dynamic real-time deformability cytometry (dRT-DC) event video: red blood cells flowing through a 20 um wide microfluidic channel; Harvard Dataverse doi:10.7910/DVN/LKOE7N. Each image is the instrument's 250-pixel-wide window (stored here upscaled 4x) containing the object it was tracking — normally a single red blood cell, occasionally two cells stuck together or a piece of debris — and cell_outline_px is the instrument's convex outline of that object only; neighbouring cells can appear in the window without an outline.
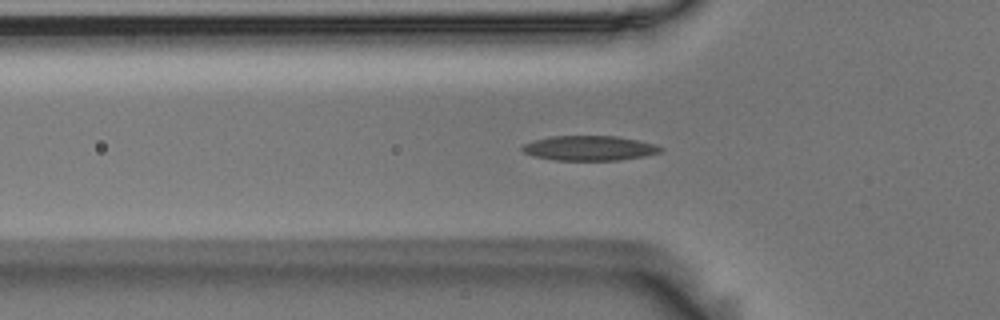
{"species": "Egyptian fruit bat (a non-hibernating species)", "species_latin": "Rousettus aegyptiacus", "temperature_condition": "room temperature", "stored_images_in_passage": 46, "camera_frame_rate_fps": 3000, "um_per_image_px": 0.085, "animal": {"sex": "male"}, "frame": {"image": 1, "passage_image": 8, "time_ms": 2.333, "image_size_px": [1000, 320], "cell_outline_px": [[664, 148], [660, 152], [644, 156], [620, 160], [556, 160], [532, 156], [524, 152], [520, 148], [524, 144], [536, 140], [552, 136], [616, 136], [656, 144]], "centroid_in_image_um": [50.1, 12.59], "position_along_channel_um": 75.7, "area_um2": 19.88}}
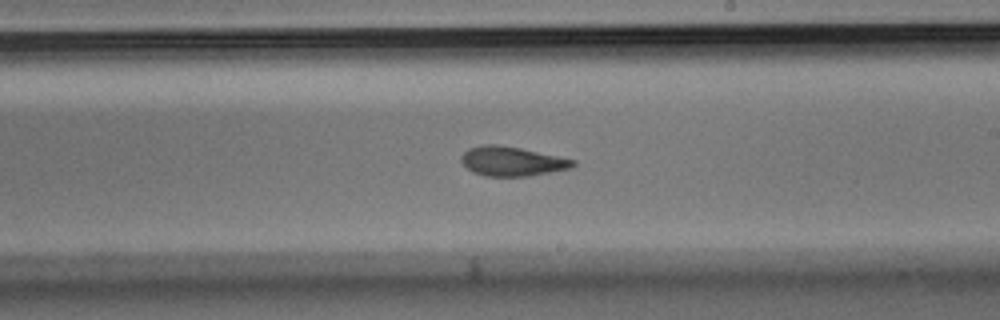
{"frame": {"image": 2, "passage_image": 22, "time_ms": 7.0, "image_size_px": [1000, 320], "cell_outline_px": [[576, 164], [572, 168], [528, 176], [484, 176], [472, 172], [460, 160], [460, 156], [468, 148], [484, 144], [496, 144], [520, 148], [576, 160]], "centroid_in_image_um": [43.5, 13.71], "position_along_channel_um": 245.5, "area_um2": 19.13}}
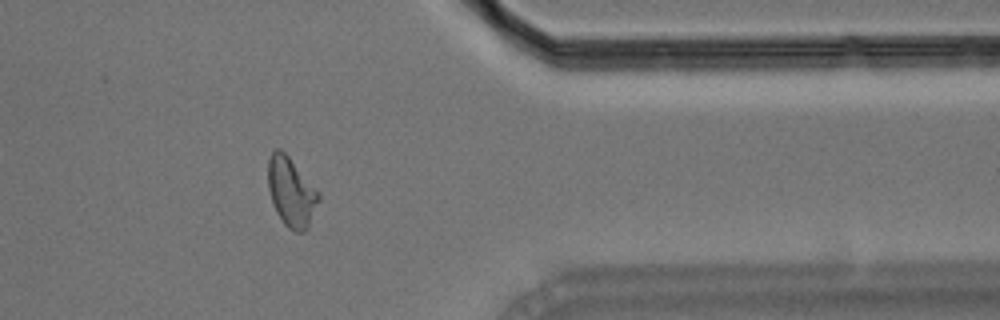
{"frame": {"image": 3, "passage_image": 35, "time_ms": 11.333, "image_size_px": [1000, 320], "cell_outline_px": [[320, 200], [308, 228], [304, 232], [296, 232], [288, 228], [284, 224], [276, 212], [272, 204], [268, 188], [268, 160], [272, 152], [276, 148], [280, 148], [288, 156], [320, 192]], "centroid_in_image_um": [24.76, 16.34], "position_along_channel_um": 386.6, "area_um2": 20.58}, "authors_computed_cell_mechanics": {"area_um2": 19.4786, "velocity_mm_per_s": 3.6191, "shape_relaxation_time_tau1_ms": 5.9931, "shape_relaxation_time_tau2_ms": 3.1438, "deformation_change_tau1": 0.172, "deformation_change_tau2": 0.1051}}